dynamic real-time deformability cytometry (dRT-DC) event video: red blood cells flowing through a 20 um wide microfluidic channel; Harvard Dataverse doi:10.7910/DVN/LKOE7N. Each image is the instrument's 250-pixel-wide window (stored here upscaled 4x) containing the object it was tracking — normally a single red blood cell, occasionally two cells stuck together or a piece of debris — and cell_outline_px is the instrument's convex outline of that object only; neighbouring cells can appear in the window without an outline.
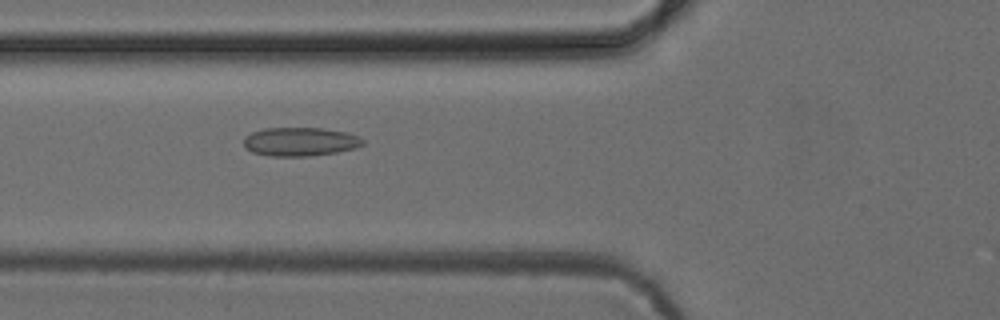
{"species": "common noctule bat (a hibernating species)", "species_latin": "Nyctalus noctula", "temperature_condition": "cold", "stored_images_in_passage": 52, "camera_frame_rate_fps": 3000, "um_per_image_px": 0.085, "animal": {"sex": "female", "body_mass_g": 24.6, "forearm_length_mm": 56.2}, "frame": {"image": 1, "passage_image": 20, "time_ms": 6.333, "image_size_px": [1000, 320], "cell_outline_px": [[364, 144], [356, 148], [336, 152], [312, 156], [272, 156], [252, 152], [244, 148], [244, 136], [252, 132], [264, 128], [324, 128], [348, 132], [360, 136], [364, 140]], "centroid_in_image_um": [25.53, 12.04], "position_along_channel_um": 100.3, "area_um2": 20.17}}
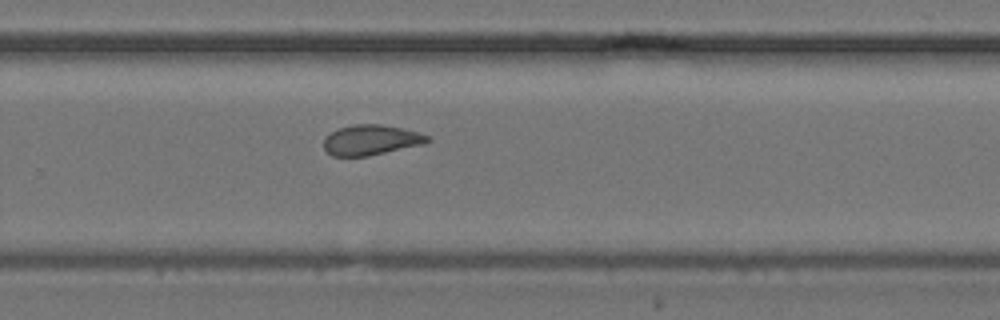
{"frame": {"image": 2, "passage_image": 35, "time_ms": 11.333, "image_size_px": [1000, 320], "cell_outline_px": [[432, 140], [424, 144], [368, 156], [332, 156], [324, 148], [324, 140], [332, 132], [340, 128], [356, 124], [380, 124], [404, 128], [420, 132], [428, 136]], "centroid_in_image_um": [31.59, 11.9], "position_along_channel_um": 298.2, "area_um2": 18.21}}
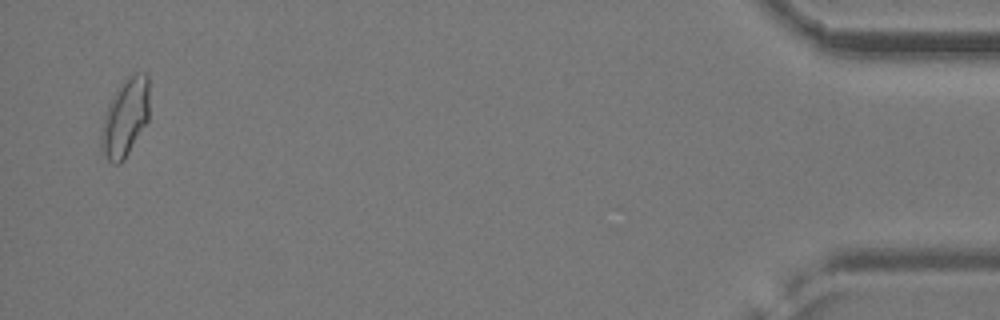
{"frame": {"image": 3, "passage_image": 51, "time_ms": 16.667, "image_size_px": [1000, 320], "cell_outline_px": [[148, 120], [124, 160], [120, 164], [112, 164], [108, 160], [100, 148], [100, 136], [104, 112], [108, 104], [120, 84], [128, 76], [136, 72], [148, 72]], "centroid_in_image_um": [10.62, 9.99], "position_along_channel_um": 424.6, "area_um2": 22.02}}